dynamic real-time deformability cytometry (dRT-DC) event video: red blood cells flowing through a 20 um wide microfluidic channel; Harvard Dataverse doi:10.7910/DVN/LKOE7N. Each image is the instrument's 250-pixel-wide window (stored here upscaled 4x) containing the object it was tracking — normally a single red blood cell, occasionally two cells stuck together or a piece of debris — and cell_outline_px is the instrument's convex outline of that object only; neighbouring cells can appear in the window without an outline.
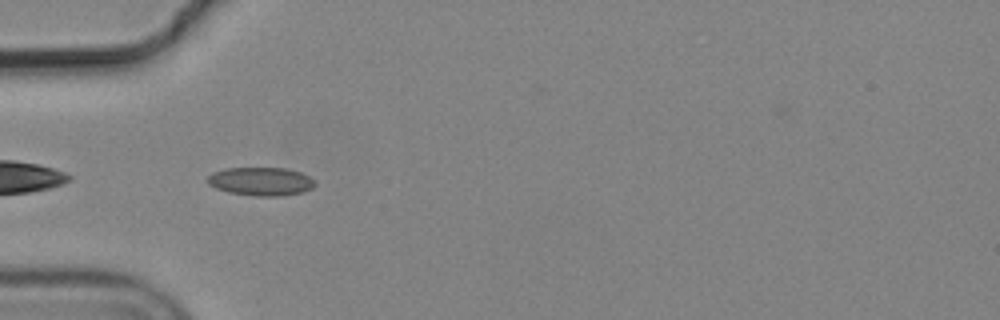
{"species": "common noctule bat (a hibernating species)", "species_latin": "Nyctalus noctula", "temperature_condition": "cold", "stored_images_in_passage": 33, "camera_frame_rate_fps": 3000, "um_per_image_px": 0.085, "animal": {"sex": "male", "body_mass_g": 19.2, "forearm_length_mm": 51.8}, "frame": {"image": 1, "passage_image": 2, "time_ms": 0.333, "image_size_px": [1000, 320], "cell_outline_px": [[316, 184], [312, 188], [300, 192], [280, 196], [252, 196], [228, 192], [216, 188], [208, 184], [208, 176], [212, 172], [228, 168], [284, 168], [300, 172], [316, 180]], "centroid_in_image_um": [22.17, 15.42], "position_along_channel_um": 62.8, "area_um2": 17.74}}
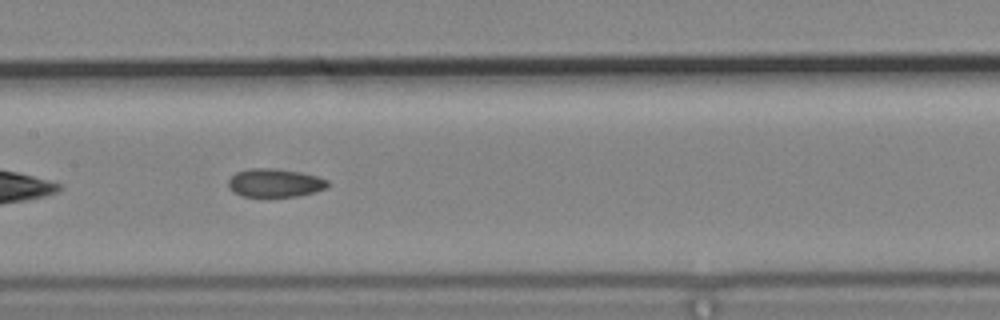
{"frame": {"image": 2, "passage_image": 12, "time_ms": 3.667, "image_size_px": [1000, 320], "cell_outline_px": [[332, 184], [328, 188], [296, 196], [268, 200], [240, 196], [232, 192], [228, 188], [228, 180], [236, 172], [248, 168], [272, 168], [296, 172], [316, 176], [328, 180]], "centroid_in_image_um": [23.31, 15.6], "position_along_channel_um": 184.1, "area_um2": 17.22}}
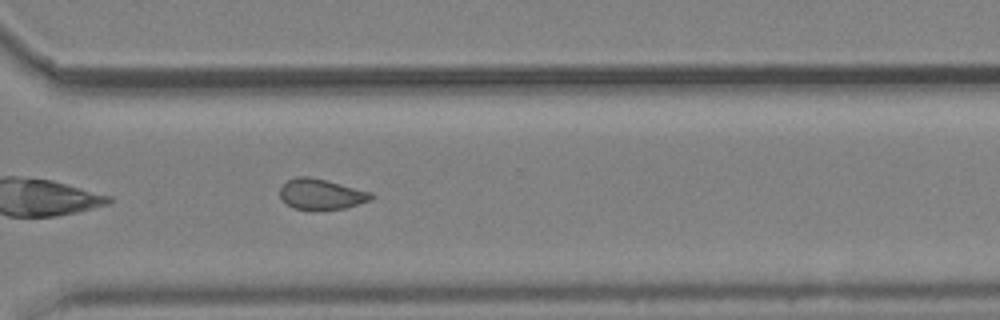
{"frame": {"image": 3, "passage_image": 25, "time_ms": 8.0, "image_size_px": [1000, 320], "cell_outline_px": [[376, 196], [372, 200], [344, 208], [292, 208], [280, 196], [280, 188], [288, 180], [296, 176], [312, 176], [372, 192]], "centroid_in_image_um": [27.35, 16.47], "position_along_channel_um": 343.3, "area_um2": 16.01}, "authors_computed_cell_mechanics": {"area_um2": 16.7042, "velocity_mm_per_s": 3.6895, "shape_relaxation_time_tau1_ms": null, "shape_relaxation_time_tau2_ms": 2.6547, "deformation_change_tau1": null, "deformation_change_tau2": 0.0678}}